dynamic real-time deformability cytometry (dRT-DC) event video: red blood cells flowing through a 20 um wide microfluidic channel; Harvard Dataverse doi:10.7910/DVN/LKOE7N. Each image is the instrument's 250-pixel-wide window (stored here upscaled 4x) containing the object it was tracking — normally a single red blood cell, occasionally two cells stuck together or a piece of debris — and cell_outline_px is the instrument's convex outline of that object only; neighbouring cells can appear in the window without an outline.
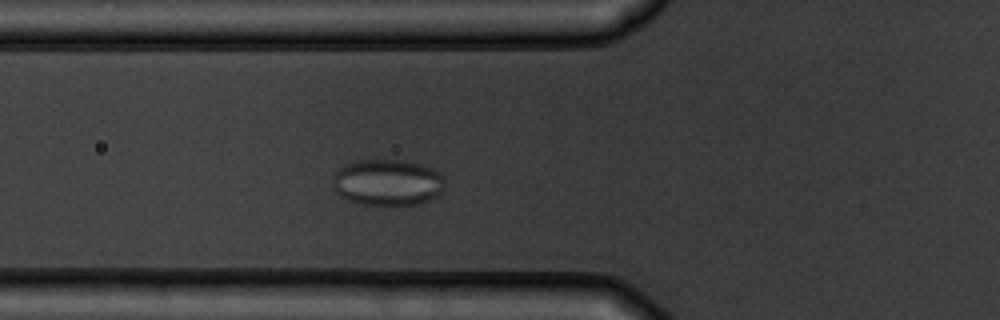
{"species": "common noctule bat (a hibernating species)", "species_latin": "Nyctalus noctula", "temperature_condition": "warm", "stored_images_in_passage": 4, "camera_frame_rate_fps": 3000, "um_per_image_px": 0.085, "animal": {"sex": "male", "body_mass_g": 19.5, "forearm_length_mm": 54.6}, "frame": {"image": 1, "passage_image": 4, "time_ms": 3.333, "image_size_px": [1000, 320], "cell_outline_px": [[444, 188], [440, 196], [416, 204], [360, 204], [348, 200], [340, 196], [336, 192], [332, 184], [332, 176], [340, 168], [356, 160], [400, 160], [420, 164], [432, 168], [440, 172], [444, 180]], "centroid_in_image_um": [32.95, 15.5], "position_along_channel_um": 92.9, "area_um2": 30.29}}